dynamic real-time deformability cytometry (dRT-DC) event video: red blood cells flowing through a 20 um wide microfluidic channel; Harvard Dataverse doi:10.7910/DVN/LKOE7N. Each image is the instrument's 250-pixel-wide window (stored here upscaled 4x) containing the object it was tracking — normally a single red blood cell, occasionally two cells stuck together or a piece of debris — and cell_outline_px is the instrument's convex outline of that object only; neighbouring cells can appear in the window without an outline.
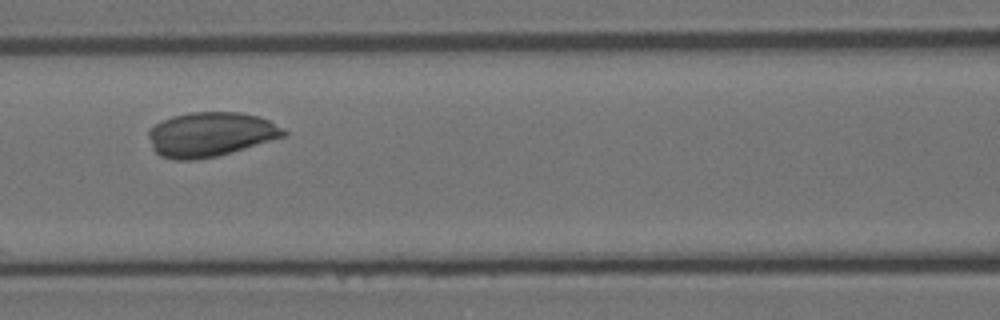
{"species": "Egyptian fruit bat (a non-hibernating species)", "species_latin": "Rousettus aegyptiacus", "temperature_condition": "room temperature", "stored_images_in_passage": 35, "camera_frame_rate_fps": 3000, "um_per_image_px": 0.085, "animal": {"sex": "female"}, "frame": {"image": 1, "passage_image": 10, "time_ms": 3.0, "image_size_px": [1000, 320], "cell_outline_px": [[288, 132], [284, 136], [216, 156], [196, 160], [172, 160], [160, 156], [152, 148], [148, 136], [148, 132], [156, 124], [172, 116], [188, 112], [240, 112], [260, 116], [284, 128]], "centroid_in_image_um": [17.87, 11.41], "position_along_channel_um": 148.7, "area_um2": 34.85}}
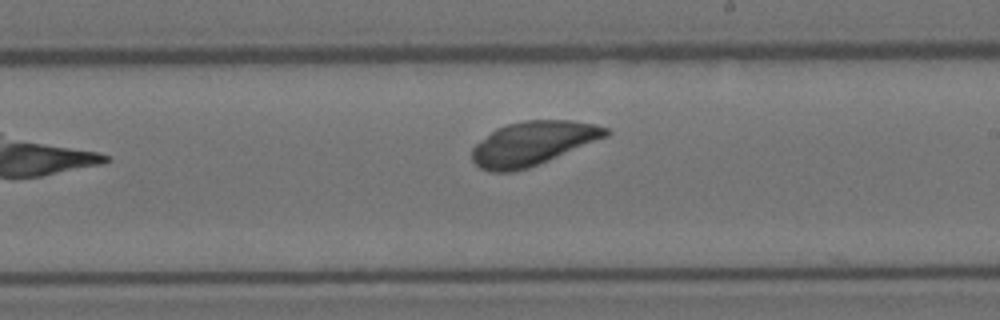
{"frame": {"image": 2, "passage_image": 18, "time_ms": 5.667, "image_size_px": [1000, 320], "cell_outline_px": [[612, 132], [608, 136], [528, 168], [512, 172], [488, 172], [480, 168], [472, 160], [472, 148], [476, 144], [496, 128], [508, 124], [524, 120], [572, 120], [596, 124], [608, 128]], "centroid_in_image_um": [45.3, 12.18], "position_along_channel_um": 243.7, "area_um2": 34.16}}
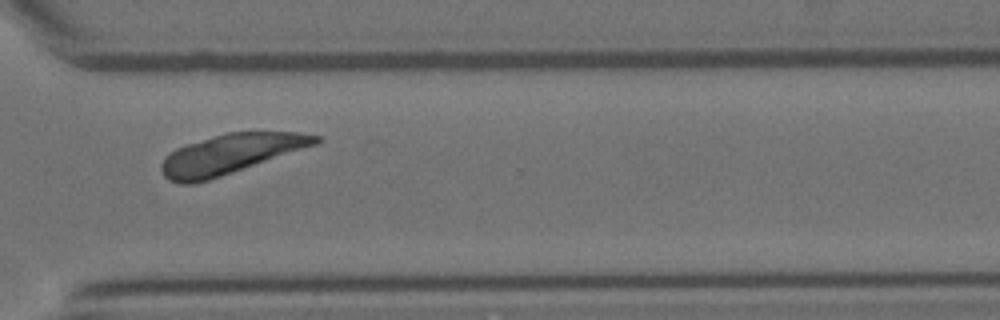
{"frame": {"image": 3, "passage_image": 27, "time_ms": 8.667, "image_size_px": [1000, 320], "cell_outline_px": [[324, 140], [316, 144], [208, 180], [192, 184], [180, 184], [168, 180], [164, 176], [160, 168], [160, 164], [164, 156], [176, 148], [188, 144], [228, 132], [300, 132], [320, 136]], "centroid_in_image_um": [19.54, 13.09], "position_along_channel_um": 351.1, "area_um2": 35.14}}